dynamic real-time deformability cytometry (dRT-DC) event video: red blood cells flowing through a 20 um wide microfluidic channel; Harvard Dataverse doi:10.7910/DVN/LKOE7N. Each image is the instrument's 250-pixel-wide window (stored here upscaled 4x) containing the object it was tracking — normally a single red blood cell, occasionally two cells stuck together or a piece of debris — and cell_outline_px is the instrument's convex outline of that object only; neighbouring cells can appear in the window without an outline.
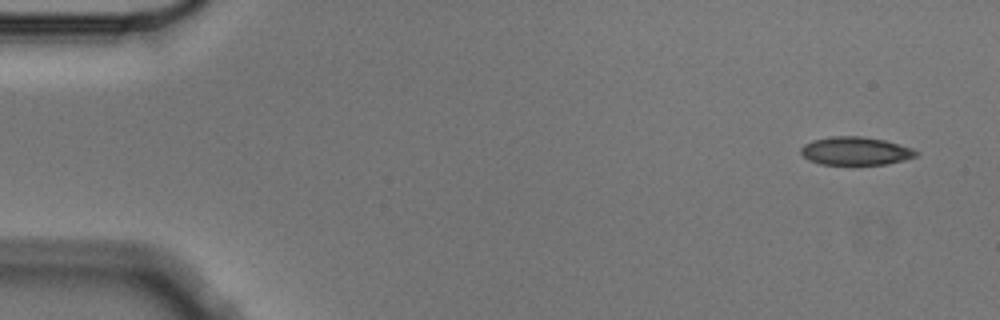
{"species": "Egyptian fruit bat (a non-hibernating species)", "species_latin": "Rousettus aegyptiacus", "temperature_condition": "cold", "stored_images_in_passage": 4, "camera_frame_rate_fps": 3000, "um_per_image_px": 0.085, "animal": {"sex": "male"}, "frame": {"image": 1, "passage_image": 1, "time_ms": 0.0, "image_size_px": [1000, 320], "cell_outline_px": [[920, 152], [916, 156], [904, 160], [884, 164], [820, 164], [808, 160], [800, 152], [800, 148], [804, 144], [812, 140], [832, 136], [860, 136], [884, 140], [912, 148]], "centroid_in_image_um": [72.7, 12.83], "position_along_channel_um": 12.3, "area_um2": 18.84}}
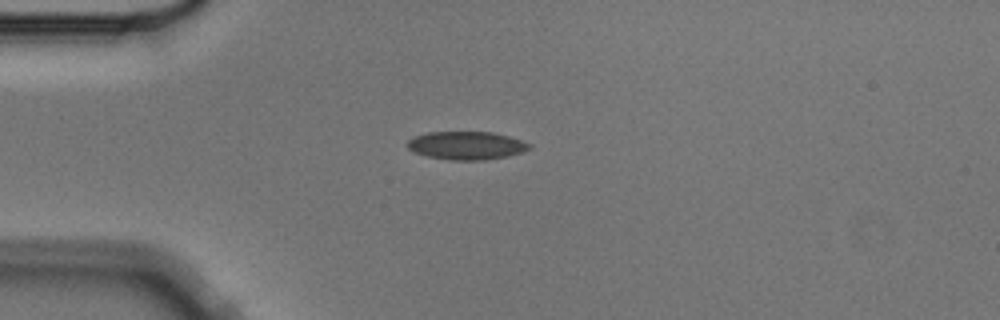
{"frame": {"image": 2, "passage_image": 4, "time_ms": 1.0, "image_size_px": [1000, 320], "cell_outline_px": [[532, 148], [508, 156], [484, 160], [452, 160], [428, 156], [416, 152], [408, 148], [408, 140], [412, 136], [428, 132], [492, 132], [508, 136], [532, 144]], "centroid_in_image_um": [39.66, 12.36], "position_along_channel_um": 45.3, "area_um2": 19.88}}